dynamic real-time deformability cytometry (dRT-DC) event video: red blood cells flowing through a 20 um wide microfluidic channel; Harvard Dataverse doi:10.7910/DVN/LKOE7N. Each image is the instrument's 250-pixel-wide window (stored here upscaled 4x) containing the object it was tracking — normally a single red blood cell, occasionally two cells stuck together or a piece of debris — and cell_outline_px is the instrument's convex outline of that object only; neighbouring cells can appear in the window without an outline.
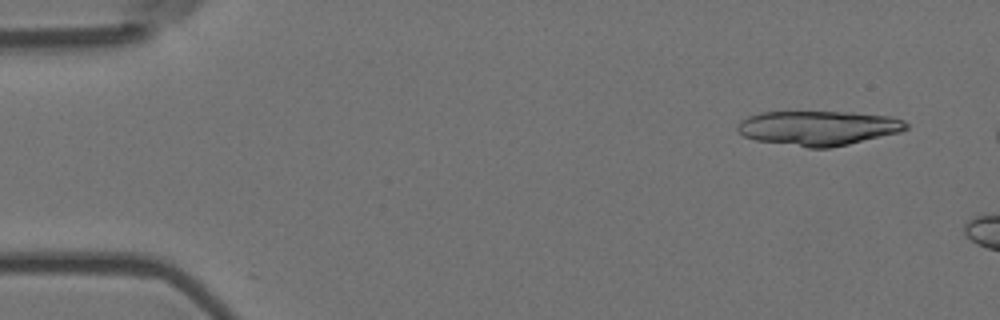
{"species": "Egyptian fruit bat (a non-hibernating species)", "species_latin": "Rousettus aegyptiacus", "temperature_condition": "room temperature", "stored_images_in_passage": 4, "camera_frame_rate_fps": 3000, "um_per_image_px": 0.085, "animal": {"sex": "female"}, "frame": {"image": 1, "passage_image": 2, "time_ms": 0.333, "image_size_px": [1000, 320], "cell_outline_px": [[908, 128], [900, 132], [848, 144], [828, 148], [808, 148], [756, 140], [744, 136], [736, 128], [740, 120], [748, 116], [760, 112], [852, 112], [892, 116], [904, 120], [908, 124]], "centroid_in_image_um": [69.57, 10.87], "position_along_channel_um": 15.4, "area_um2": 34.1}}